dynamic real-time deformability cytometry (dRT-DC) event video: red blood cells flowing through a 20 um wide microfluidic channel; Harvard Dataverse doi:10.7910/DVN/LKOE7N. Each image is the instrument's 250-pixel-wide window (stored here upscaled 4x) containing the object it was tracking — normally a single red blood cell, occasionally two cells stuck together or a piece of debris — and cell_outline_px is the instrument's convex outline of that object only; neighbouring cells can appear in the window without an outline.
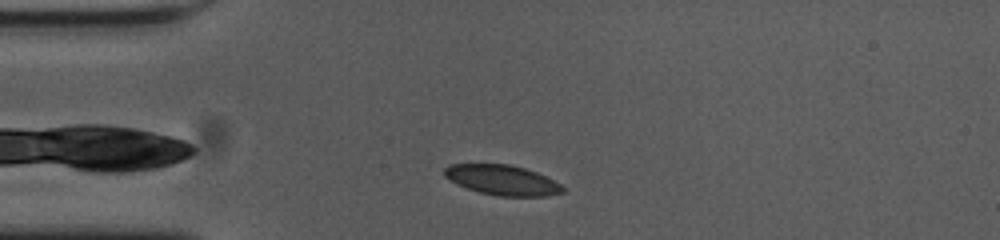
{"species": "common noctule bat (a hibernating species)", "species_latin": "Nyctalus noctula", "temperature_condition": "cold", "stored_images_in_passage": 41, "camera_frame_rate_fps": 3000, "um_per_image_px": 0.085, "animal": {"sex": "female", "body_mass_g": 23.0, "forearm_length_mm": 53.4}, "frame": {"image": 1, "passage_image": 4, "time_ms": 1.0, "image_size_px": [1000, 240], "cell_outline_px": [[564, 192], [548, 196], [500, 196], [480, 192], [456, 184], [444, 176], [444, 168], [448, 164], [508, 164], [524, 168], [536, 172], [560, 184], [564, 188]], "centroid_in_image_um": [42.67, 15.3], "position_along_channel_um": 42.3, "area_um2": 20.58}}
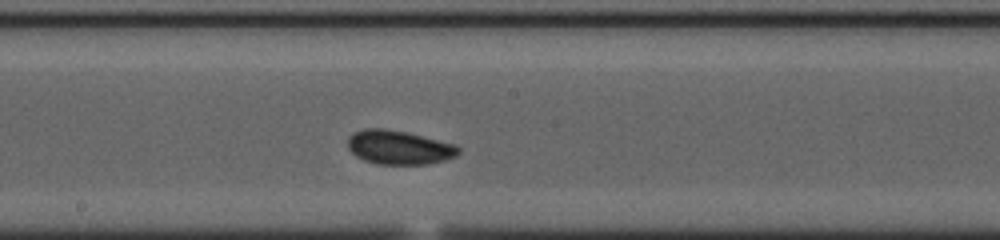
{"frame": {"image": 2, "passage_image": 20, "time_ms": 6.333, "image_size_px": [1000, 240], "cell_outline_px": [[460, 152], [456, 156], [444, 160], [428, 164], [376, 164], [364, 160], [356, 156], [348, 148], [348, 136], [352, 132], [364, 128], [384, 128], [404, 132], [456, 144], [460, 148]], "centroid_in_image_um": [33.89, 12.53], "position_along_channel_um": 214.3, "area_um2": 21.96}}
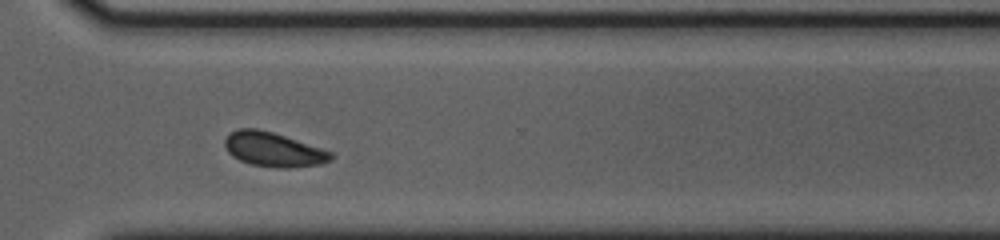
{"frame": {"image": 3, "passage_image": 31, "time_ms": 10.0, "image_size_px": [1000, 240], "cell_outline_px": [[336, 156], [332, 160], [320, 164], [288, 168], [280, 168], [252, 164], [240, 160], [232, 156], [228, 152], [224, 144], [224, 140], [232, 132], [240, 128], [256, 128], [272, 132], [332, 152]], "centroid_in_image_um": [23.25, 12.71], "position_along_channel_um": 347.3, "area_um2": 20.98}, "authors_computed_cell_mechanics": {"area_um2": 21.2126, "velocity_mm_per_s": 3.6259, "shape_relaxation_time_tau1_ms": 3.2406, "shape_relaxation_time_tau2_ms": 9.4887, "deformation_change_tau1": 0.0483, "deformation_change_tau2": 0.1004}}